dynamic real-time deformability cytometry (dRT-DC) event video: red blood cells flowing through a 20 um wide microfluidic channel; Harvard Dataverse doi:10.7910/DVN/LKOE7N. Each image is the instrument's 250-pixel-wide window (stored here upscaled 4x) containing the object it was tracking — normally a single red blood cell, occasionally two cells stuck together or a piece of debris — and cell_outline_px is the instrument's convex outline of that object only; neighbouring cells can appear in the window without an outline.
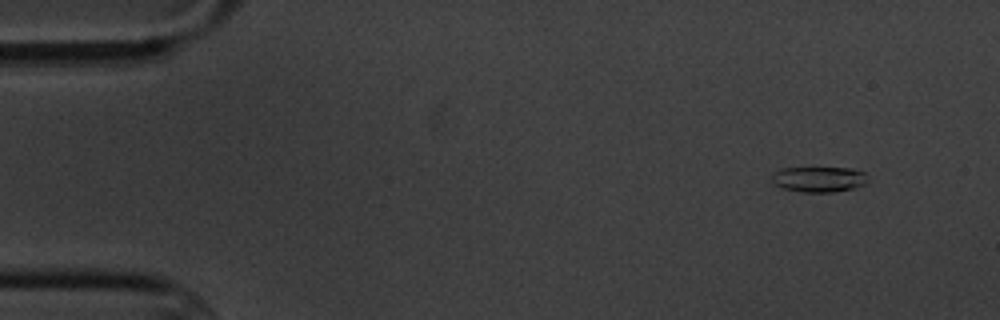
{"species": "common noctule bat (a hibernating species)", "species_latin": "Nyctalus noctula", "temperature_condition": "cold", "stored_images_in_passage": 12, "camera_frame_rate_fps": 3000, "um_per_image_px": 0.085, "animal": {"sex": "male", "body_mass_g": 20.1, "forearm_length_mm": 53.5}, "frame": {"image": 1, "passage_image": 2, "time_ms": 1.0, "image_size_px": [1000, 320], "cell_outline_px": [[868, 180], [864, 184], [852, 188], [832, 192], [800, 192], [784, 188], [776, 184], [772, 180], [772, 176], [776, 172], [784, 168], [852, 168], [864, 172]], "centroid_in_image_um": [69.63, 15.23], "position_along_channel_um": 15.4, "area_um2": 13.99}}
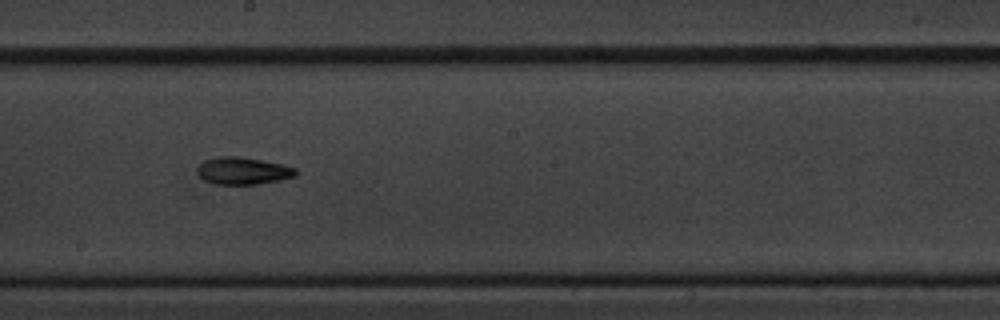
{"frame": {"image": 2, "passage_image": 9, "time_ms": 10.0, "image_size_px": [1000, 320], "cell_outline_px": [[296, 176], [280, 180], [256, 184], [212, 184], [204, 180], [196, 172], [196, 168], [204, 160], [220, 156], [240, 156], [284, 164], [296, 168]], "centroid_in_image_um": [20.64, 14.51], "position_along_channel_um": 227.6, "area_um2": 15.78}}
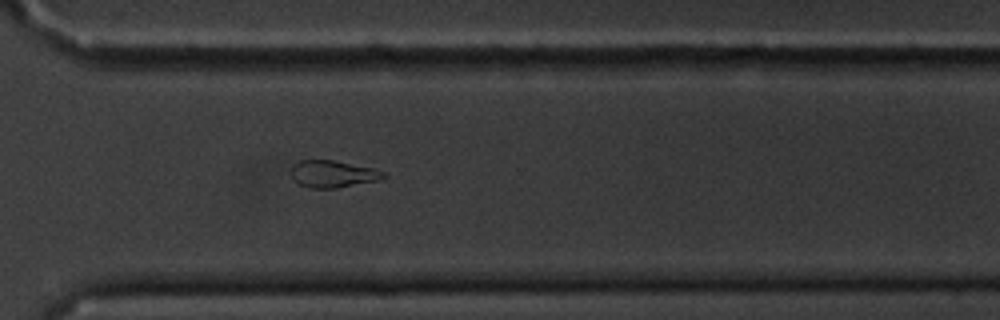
{"frame": {"image": 3, "passage_image": 12, "time_ms": 13.333, "image_size_px": [1000, 320], "cell_outline_px": [[388, 176], [376, 180], [336, 188], [308, 188], [296, 184], [292, 180], [292, 164], [300, 160], [332, 160], [376, 168], [384, 172]], "centroid_in_image_um": [28.25, 14.78], "position_along_channel_um": 342.3, "area_um2": 14.68}}